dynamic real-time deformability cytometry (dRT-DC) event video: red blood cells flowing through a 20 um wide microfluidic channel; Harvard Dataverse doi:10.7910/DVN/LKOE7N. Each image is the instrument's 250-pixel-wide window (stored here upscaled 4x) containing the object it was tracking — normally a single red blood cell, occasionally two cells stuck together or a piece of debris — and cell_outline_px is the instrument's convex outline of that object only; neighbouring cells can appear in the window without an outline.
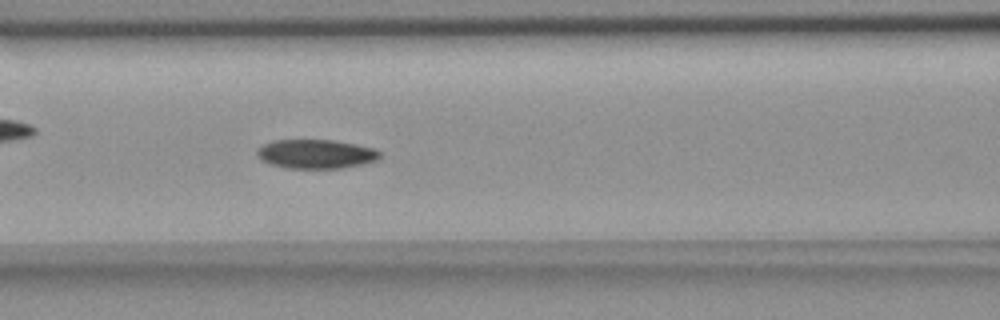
{"species": "common noctule bat (a hibernating species)", "species_latin": "Nyctalus noctula", "temperature_condition": "room temperature", "stored_images_in_passage": 57, "camera_frame_rate_fps": 3000, "um_per_image_px": 0.085, "animal": {"sex": "female", "body_mass_g": 18.4}, "frame": {"image": 1, "passage_image": 24, "time_ms": 7.667, "image_size_px": [1000, 320], "cell_outline_px": [[380, 160], [364, 164], [340, 168], [284, 168], [268, 164], [260, 160], [256, 156], [256, 148], [272, 140], [332, 140], [356, 144], [376, 148], [380, 152]], "centroid_in_image_um": [26.83, 13.09], "position_along_channel_um": 139.8, "area_um2": 21.21}}
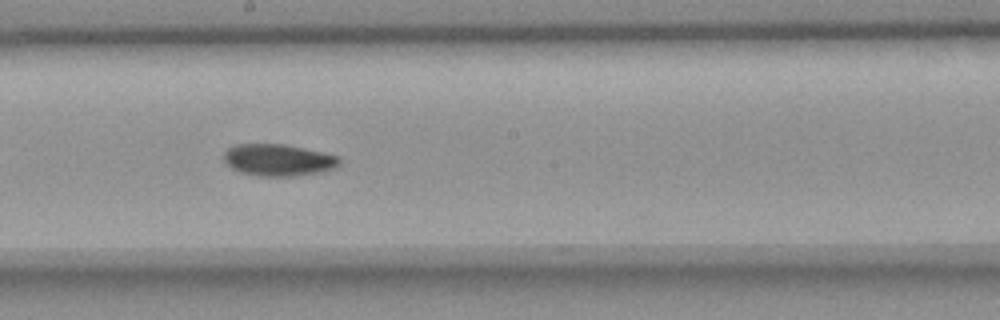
{"frame": {"image": 2, "passage_image": 31, "time_ms": 10.0, "image_size_px": [1000, 320], "cell_outline_px": [[340, 164], [336, 168], [324, 172], [292, 176], [256, 176], [240, 172], [224, 164], [224, 152], [228, 148], [236, 144], [284, 144], [324, 152], [340, 156]], "centroid_in_image_um": [23.67, 13.6], "position_along_channel_um": 224.5, "area_um2": 21.79}}
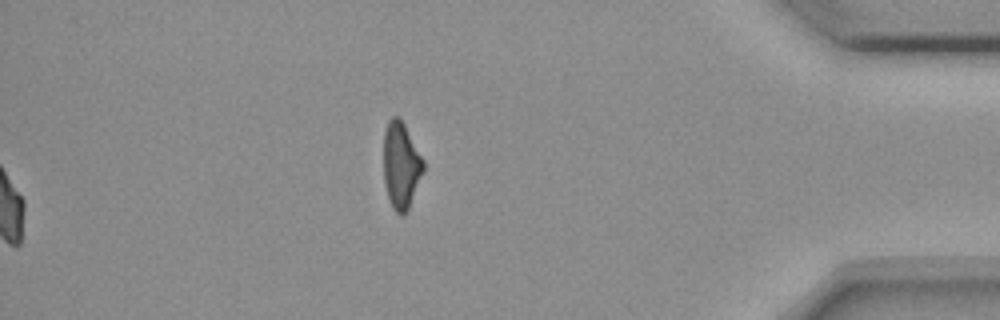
{"frame": {"image": 3, "passage_image": 57, "time_ms": 18.667, "image_size_px": [1000, 320], "cell_outline_px": [[424, 172], [408, 208], [400, 216], [392, 208], [388, 196], [384, 180], [384, 132], [388, 120], [392, 116], [400, 116], [424, 160]], "centroid_in_image_um": [34.09, 14.01], "position_along_channel_um": 401.1, "area_um2": 20.06}, "authors_computed_cell_mechanics": {"area_um2": 20.8658, "velocity_mm_per_s": 3.6526, "shape_relaxation_time_tau1_ms": 7.6055, "shape_relaxation_time_tau2_ms": 8.1984, "deformation_change_tau1": 0.1376, "deformation_change_tau2": 0.1124}}